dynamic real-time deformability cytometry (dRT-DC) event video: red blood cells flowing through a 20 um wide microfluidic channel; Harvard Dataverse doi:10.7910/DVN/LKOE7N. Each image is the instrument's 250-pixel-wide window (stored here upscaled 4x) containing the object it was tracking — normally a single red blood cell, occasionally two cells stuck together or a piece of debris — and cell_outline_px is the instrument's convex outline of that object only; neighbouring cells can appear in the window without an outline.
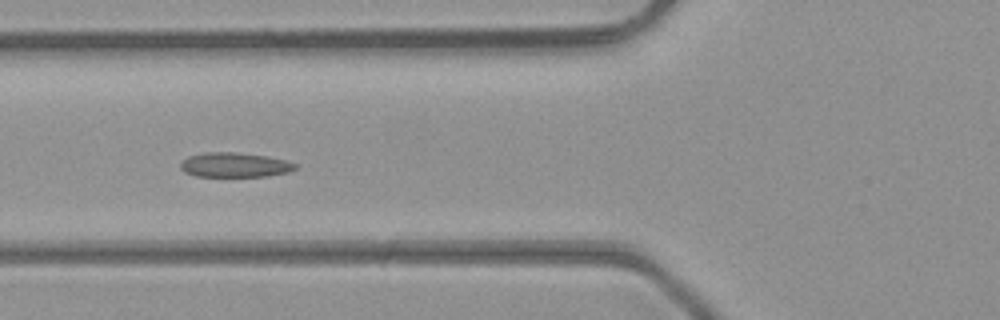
{"species": "common noctule bat (a hibernating species)", "species_latin": "Nyctalus noctula", "temperature_condition": "room temperature", "stored_images_in_passage": 6, "camera_frame_rate_fps": 3000, "um_per_image_px": 0.085, "animal": {"sex": "male", "body_mass_g": 23.1, "forearm_length_mm": 52.7}, "frame": {"image": 1, "passage_image": 5, "time_ms": 1.333, "image_size_px": [1000, 320], "cell_outline_px": [[296, 168], [288, 172], [268, 176], [196, 176], [184, 172], [180, 168], [180, 160], [188, 156], [204, 152], [236, 152], [268, 156], [288, 160], [296, 164]], "centroid_in_image_um": [19.93, 14.0], "position_along_channel_um": 105.9, "area_um2": 16.65}}
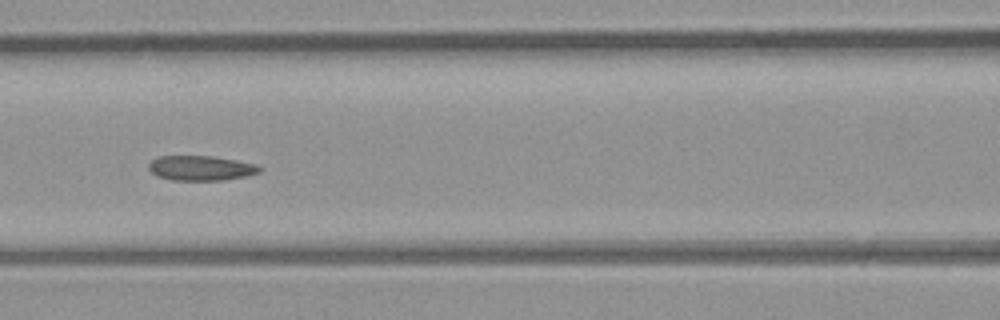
{"frame": {"image": 2, "passage_image": 6, "time_ms": 1.667, "image_size_px": [1000, 320], "cell_outline_px": [[264, 168], [260, 172], [248, 176], [224, 180], [172, 180], [156, 176], [148, 168], [148, 164], [156, 156], [212, 156], [236, 160], [256, 164]], "centroid_in_image_um": [17.09, 14.29], "position_along_channel_um": 149.5, "area_um2": 16.24}}